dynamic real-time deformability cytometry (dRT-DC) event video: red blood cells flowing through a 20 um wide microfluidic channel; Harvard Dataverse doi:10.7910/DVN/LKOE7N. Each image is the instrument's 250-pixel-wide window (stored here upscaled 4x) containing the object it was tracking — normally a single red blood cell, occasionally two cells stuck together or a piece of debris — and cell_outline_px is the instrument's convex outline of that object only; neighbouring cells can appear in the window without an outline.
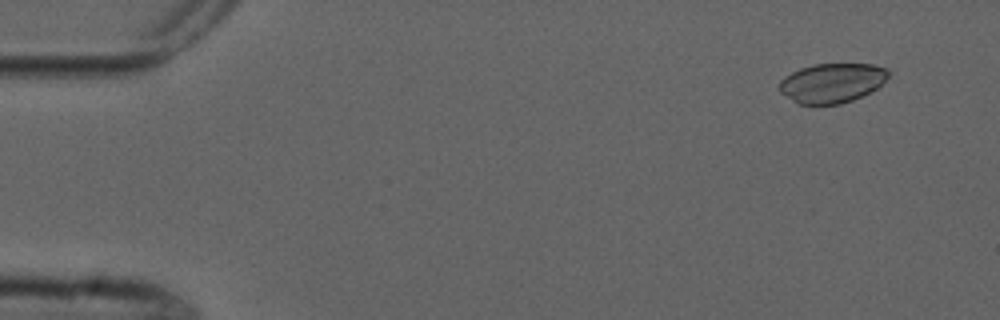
{"species": "common noctule bat (a hibernating species)", "species_latin": "Nyctalus noctula", "temperature_condition": "cold", "stored_images_in_passage": 5, "camera_frame_rate_fps": 3000, "um_per_image_px": 0.085, "animal": {"sex": "male", "forearm_length_mm": 52.5}, "frame": {"image": 1, "passage_image": 2, "time_ms": 1.333, "image_size_px": [1000, 320], "cell_outline_px": [[888, 76], [876, 88], [852, 100], [840, 104], [800, 104], [792, 100], [780, 92], [780, 80], [784, 76], [800, 68], [812, 64], [872, 64], [888, 68]], "centroid_in_image_um": [70.69, 7.04], "position_along_channel_um": 14.3, "area_um2": 24.85}}
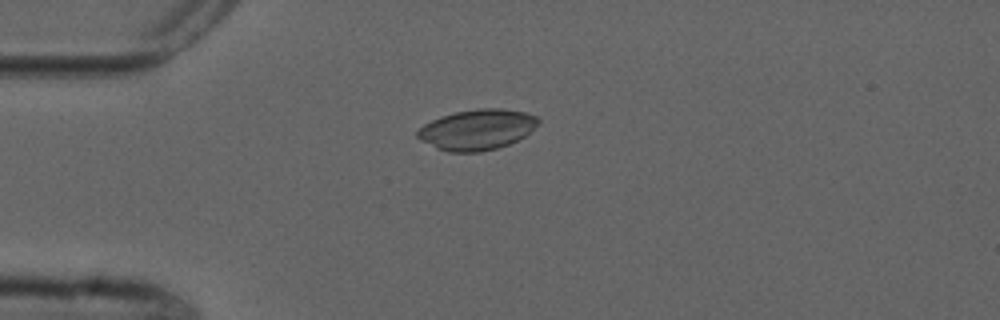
{"frame": {"image": 2, "passage_image": 5, "time_ms": 4.667, "image_size_px": [1000, 320], "cell_outline_px": [[540, 120], [524, 136], [508, 144], [496, 148], [480, 152], [448, 152], [436, 148], [420, 140], [416, 136], [416, 132], [424, 124], [440, 116], [456, 112], [480, 108], [500, 108], [524, 112], [536, 116]], "centroid_in_image_um": [40.5, 11.02], "position_along_channel_um": 44.5, "area_um2": 28.26}}